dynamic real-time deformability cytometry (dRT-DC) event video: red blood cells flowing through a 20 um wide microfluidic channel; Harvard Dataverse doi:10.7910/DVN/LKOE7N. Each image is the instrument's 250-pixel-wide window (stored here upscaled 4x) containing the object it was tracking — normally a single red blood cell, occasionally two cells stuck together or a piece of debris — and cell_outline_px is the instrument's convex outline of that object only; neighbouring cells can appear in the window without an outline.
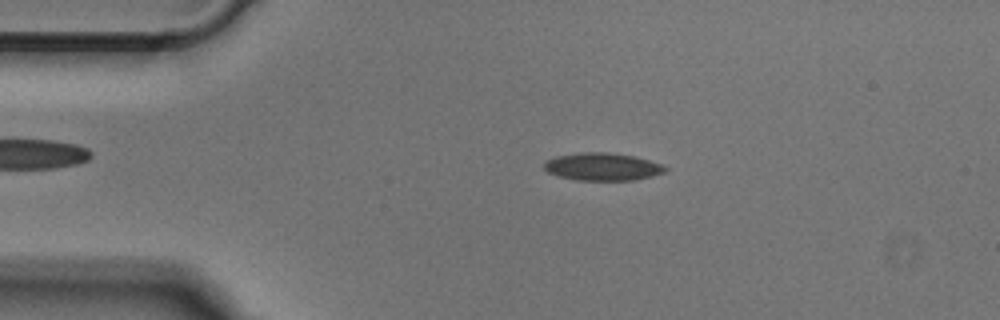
{"species": "Egyptian fruit bat (a non-hibernating species)", "species_latin": "Rousettus aegyptiacus", "temperature_condition": "cold", "stored_images_in_passage": 49, "camera_frame_rate_fps": 3000, "um_per_image_px": 0.085, "animal": {"sex": "male"}, "frame": {"image": 1, "passage_image": 9, "time_ms": 2.667, "image_size_px": [1000, 320], "cell_outline_px": [[668, 168], [664, 172], [652, 176], [636, 180], [576, 180], [556, 176], [548, 172], [544, 168], [544, 160], [556, 156], [580, 152], [608, 152], [636, 156], [660, 164]], "centroid_in_image_um": [51.17, 14.17], "position_along_channel_um": 33.8, "area_um2": 19.65}}
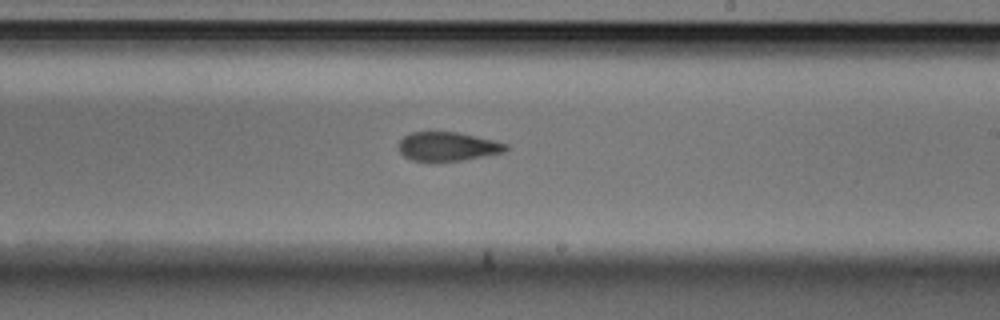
{"frame": {"image": 2, "passage_image": 28, "time_ms": 9.0, "image_size_px": [1000, 320], "cell_outline_px": [[508, 148], [504, 152], [484, 156], [460, 160], [432, 164], [428, 164], [412, 160], [404, 156], [400, 152], [400, 140], [404, 136], [412, 132], [456, 132], [492, 140], [508, 144]], "centroid_in_image_um": [38.01, 12.49], "position_along_channel_um": 251.0, "area_um2": 18.32}}
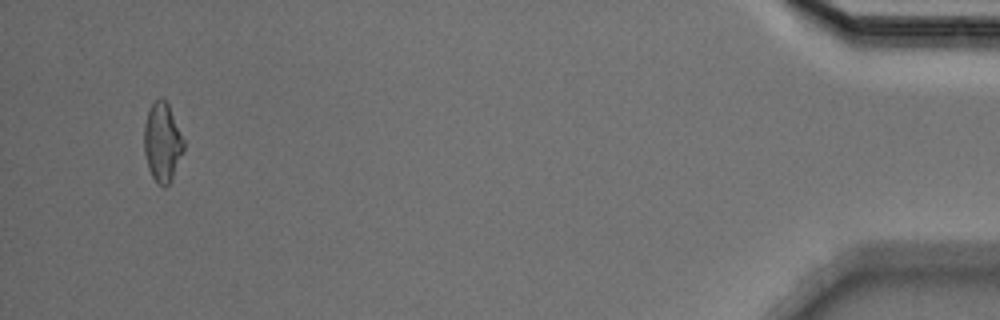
{"frame": {"image": 3, "passage_image": 47, "time_ms": 15.333, "image_size_px": [1000, 320], "cell_outline_px": [[184, 152], [172, 180], [164, 188], [156, 184], [148, 168], [144, 152], [144, 124], [148, 112], [152, 104], [160, 96], [168, 104], [184, 140]], "centroid_in_image_um": [13.8, 12.15], "position_along_channel_um": 421.4, "area_um2": 18.38}}